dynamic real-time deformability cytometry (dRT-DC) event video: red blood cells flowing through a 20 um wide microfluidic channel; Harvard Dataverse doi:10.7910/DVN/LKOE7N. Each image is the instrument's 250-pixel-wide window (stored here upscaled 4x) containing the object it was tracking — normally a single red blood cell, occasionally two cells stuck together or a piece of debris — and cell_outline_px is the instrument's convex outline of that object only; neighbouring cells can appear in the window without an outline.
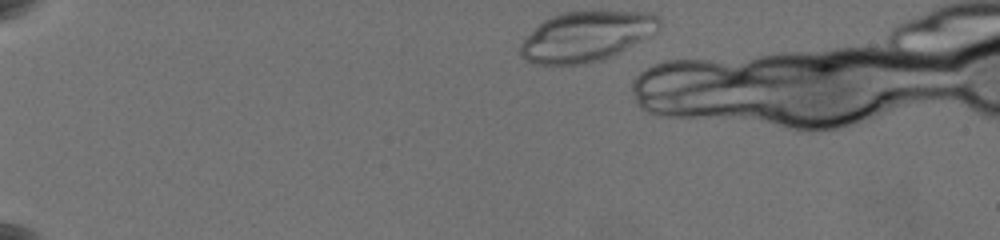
{"species": "common noctule bat (a hibernating species)", "species_latin": "Nyctalus noctula", "temperature_condition": "warm", "stored_images_in_passage": 19, "camera_frame_rate_fps": 3000, "um_per_image_px": 0.085, "animal": {"sex": "female", "body_mass_g": 19.5, "forearm_length_mm": 54.1}, "frame": {"image": 1, "passage_image": 1, "time_ms": 0.0, "image_size_px": [1000, 240], "cell_outline_px": [[660, 28], [656, 32], [600, 60], [584, 64], [536, 64], [524, 60], [520, 56], [520, 44], [544, 20], [552, 16], [564, 12], [652, 12], [660, 16]], "centroid_in_image_um": [49.82, 3.09], "position_along_channel_um": 35.2, "area_um2": 39.65}}
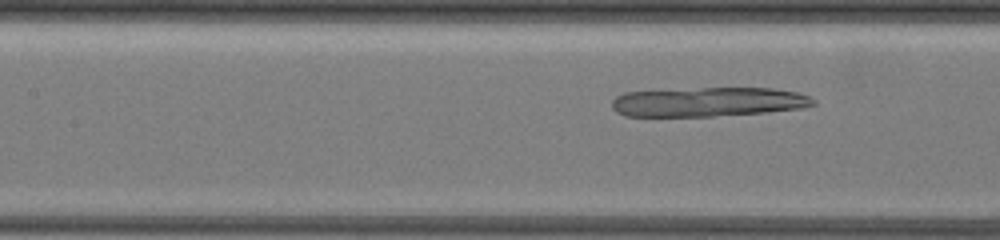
{"frame": {"image": 2, "passage_image": 16, "time_ms": 5.667, "image_size_px": [1000, 240], "cell_outline_px": [[816, 104], [800, 108], [764, 112], [712, 116], [624, 116], [616, 112], [612, 108], [612, 100], [616, 96], [624, 92], [700, 88], [772, 88], [796, 92], [808, 96], [816, 100]], "centroid_in_image_um": [60.17, 8.66], "position_along_channel_um": 147.2, "area_um2": 34.33}}